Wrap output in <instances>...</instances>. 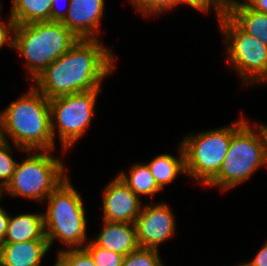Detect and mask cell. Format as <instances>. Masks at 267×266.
<instances>
[{"label":"cell","instance_id":"44dd1931","mask_svg":"<svg viewBox=\"0 0 267 266\" xmlns=\"http://www.w3.org/2000/svg\"><path fill=\"white\" fill-rule=\"evenodd\" d=\"M55 266H96L91 255L84 248L61 249Z\"/></svg>","mask_w":267,"mask_h":266},{"label":"cell","instance_id":"cb8c5ba5","mask_svg":"<svg viewBox=\"0 0 267 266\" xmlns=\"http://www.w3.org/2000/svg\"><path fill=\"white\" fill-rule=\"evenodd\" d=\"M12 152L9 141L4 140L0 143V184L4 187L10 182L17 164L10 154Z\"/></svg>","mask_w":267,"mask_h":266},{"label":"cell","instance_id":"484cf974","mask_svg":"<svg viewBox=\"0 0 267 266\" xmlns=\"http://www.w3.org/2000/svg\"><path fill=\"white\" fill-rule=\"evenodd\" d=\"M14 28H15V22L11 19L10 16L7 19L6 23L1 20L0 22V48H2L5 45V43L13 47Z\"/></svg>","mask_w":267,"mask_h":266},{"label":"cell","instance_id":"ac0fdd59","mask_svg":"<svg viewBox=\"0 0 267 266\" xmlns=\"http://www.w3.org/2000/svg\"><path fill=\"white\" fill-rule=\"evenodd\" d=\"M53 0H12L11 19L15 25L51 21Z\"/></svg>","mask_w":267,"mask_h":266},{"label":"cell","instance_id":"836d02e7","mask_svg":"<svg viewBox=\"0 0 267 266\" xmlns=\"http://www.w3.org/2000/svg\"><path fill=\"white\" fill-rule=\"evenodd\" d=\"M238 266H253L250 262H244L243 264H239Z\"/></svg>","mask_w":267,"mask_h":266},{"label":"cell","instance_id":"e0dca14e","mask_svg":"<svg viewBox=\"0 0 267 266\" xmlns=\"http://www.w3.org/2000/svg\"><path fill=\"white\" fill-rule=\"evenodd\" d=\"M179 156L170 154H161L146 163L158 187L163 190L164 186L171 183L179 173L186 174L185 171V154L182 144L179 147Z\"/></svg>","mask_w":267,"mask_h":266},{"label":"cell","instance_id":"f1b7e54d","mask_svg":"<svg viewBox=\"0 0 267 266\" xmlns=\"http://www.w3.org/2000/svg\"><path fill=\"white\" fill-rule=\"evenodd\" d=\"M9 214L0 206V245L4 242V237L7 231Z\"/></svg>","mask_w":267,"mask_h":266},{"label":"cell","instance_id":"2e32d148","mask_svg":"<svg viewBox=\"0 0 267 266\" xmlns=\"http://www.w3.org/2000/svg\"><path fill=\"white\" fill-rule=\"evenodd\" d=\"M244 32L267 46V14L251 9L244 1L229 6L227 14Z\"/></svg>","mask_w":267,"mask_h":266},{"label":"cell","instance_id":"9a60e30c","mask_svg":"<svg viewBox=\"0 0 267 266\" xmlns=\"http://www.w3.org/2000/svg\"><path fill=\"white\" fill-rule=\"evenodd\" d=\"M30 240H47L43 212L25 213L15 217L9 216L3 243H20Z\"/></svg>","mask_w":267,"mask_h":266},{"label":"cell","instance_id":"7c38bea8","mask_svg":"<svg viewBox=\"0 0 267 266\" xmlns=\"http://www.w3.org/2000/svg\"><path fill=\"white\" fill-rule=\"evenodd\" d=\"M105 0H69L62 24L78 39H98Z\"/></svg>","mask_w":267,"mask_h":266},{"label":"cell","instance_id":"d4e9b609","mask_svg":"<svg viewBox=\"0 0 267 266\" xmlns=\"http://www.w3.org/2000/svg\"><path fill=\"white\" fill-rule=\"evenodd\" d=\"M238 0H180V4H189L193 9L201 12H207L211 9V5L215 9L217 19H221L228 14L229 6Z\"/></svg>","mask_w":267,"mask_h":266},{"label":"cell","instance_id":"8992f818","mask_svg":"<svg viewBox=\"0 0 267 266\" xmlns=\"http://www.w3.org/2000/svg\"><path fill=\"white\" fill-rule=\"evenodd\" d=\"M247 121L244 117L229 127L207 130L185 137L181 144L185 154L186 175L207 186L218 174L227 155L233 133Z\"/></svg>","mask_w":267,"mask_h":266},{"label":"cell","instance_id":"83f0119b","mask_svg":"<svg viewBox=\"0 0 267 266\" xmlns=\"http://www.w3.org/2000/svg\"><path fill=\"white\" fill-rule=\"evenodd\" d=\"M249 262L253 266H267V242L261 247L255 258Z\"/></svg>","mask_w":267,"mask_h":266},{"label":"cell","instance_id":"52a82bcc","mask_svg":"<svg viewBox=\"0 0 267 266\" xmlns=\"http://www.w3.org/2000/svg\"><path fill=\"white\" fill-rule=\"evenodd\" d=\"M29 157L22 162H17L10 182L5 187V192L14 197H24L36 202L44 203V199L67 178L63 162L50 154L51 150H42L31 155V150H26Z\"/></svg>","mask_w":267,"mask_h":266},{"label":"cell","instance_id":"ba28073f","mask_svg":"<svg viewBox=\"0 0 267 266\" xmlns=\"http://www.w3.org/2000/svg\"><path fill=\"white\" fill-rule=\"evenodd\" d=\"M219 26L227 44V57L245 85L267 81V46L259 39L244 32L228 15Z\"/></svg>","mask_w":267,"mask_h":266},{"label":"cell","instance_id":"d6a6232c","mask_svg":"<svg viewBox=\"0 0 267 266\" xmlns=\"http://www.w3.org/2000/svg\"><path fill=\"white\" fill-rule=\"evenodd\" d=\"M5 192V187L2 185V184H0V200H1V196H2V194Z\"/></svg>","mask_w":267,"mask_h":266},{"label":"cell","instance_id":"4dcf8cb0","mask_svg":"<svg viewBox=\"0 0 267 266\" xmlns=\"http://www.w3.org/2000/svg\"><path fill=\"white\" fill-rule=\"evenodd\" d=\"M264 133L265 144H266V159H267V125H260Z\"/></svg>","mask_w":267,"mask_h":266},{"label":"cell","instance_id":"7402d4cb","mask_svg":"<svg viewBox=\"0 0 267 266\" xmlns=\"http://www.w3.org/2000/svg\"><path fill=\"white\" fill-rule=\"evenodd\" d=\"M84 249L91 255L96 266H122L124 255L101 247H97L91 240L87 241Z\"/></svg>","mask_w":267,"mask_h":266},{"label":"cell","instance_id":"1f68e13d","mask_svg":"<svg viewBox=\"0 0 267 266\" xmlns=\"http://www.w3.org/2000/svg\"><path fill=\"white\" fill-rule=\"evenodd\" d=\"M4 141L3 137V125H2V112H0V143Z\"/></svg>","mask_w":267,"mask_h":266},{"label":"cell","instance_id":"4316f807","mask_svg":"<svg viewBox=\"0 0 267 266\" xmlns=\"http://www.w3.org/2000/svg\"><path fill=\"white\" fill-rule=\"evenodd\" d=\"M59 0H53L52 1V7H51V21H55V22H62L66 15L67 12L69 10V5H67V9L66 11H61L60 9L57 8V4H58ZM69 2V0L67 1Z\"/></svg>","mask_w":267,"mask_h":266},{"label":"cell","instance_id":"5b68a950","mask_svg":"<svg viewBox=\"0 0 267 266\" xmlns=\"http://www.w3.org/2000/svg\"><path fill=\"white\" fill-rule=\"evenodd\" d=\"M253 129L245 121L233 133L224 162L217 176L207 186H219L227 191L246 182L261 166L267 167L264 133L260 125Z\"/></svg>","mask_w":267,"mask_h":266},{"label":"cell","instance_id":"603a6c76","mask_svg":"<svg viewBox=\"0 0 267 266\" xmlns=\"http://www.w3.org/2000/svg\"><path fill=\"white\" fill-rule=\"evenodd\" d=\"M145 16L156 15L180 5V0H130Z\"/></svg>","mask_w":267,"mask_h":266},{"label":"cell","instance_id":"5bb4252c","mask_svg":"<svg viewBox=\"0 0 267 266\" xmlns=\"http://www.w3.org/2000/svg\"><path fill=\"white\" fill-rule=\"evenodd\" d=\"M49 250L48 240L3 243L0 245V266H41Z\"/></svg>","mask_w":267,"mask_h":266},{"label":"cell","instance_id":"3957f363","mask_svg":"<svg viewBox=\"0 0 267 266\" xmlns=\"http://www.w3.org/2000/svg\"><path fill=\"white\" fill-rule=\"evenodd\" d=\"M79 39L62 22L41 21L15 25L13 48L26 60L34 81Z\"/></svg>","mask_w":267,"mask_h":266},{"label":"cell","instance_id":"4fadbf2b","mask_svg":"<svg viewBox=\"0 0 267 266\" xmlns=\"http://www.w3.org/2000/svg\"><path fill=\"white\" fill-rule=\"evenodd\" d=\"M103 229L91 241L97 246L124 256L138 249L136 225L103 220Z\"/></svg>","mask_w":267,"mask_h":266},{"label":"cell","instance_id":"6da1fadb","mask_svg":"<svg viewBox=\"0 0 267 266\" xmlns=\"http://www.w3.org/2000/svg\"><path fill=\"white\" fill-rule=\"evenodd\" d=\"M114 60L112 49L100 38L79 39L34 80L35 88L49 100L100 89L102 79L113 73Z\"/></svg>","mask_w":267,"mask_h":266},{"label":"cell","instance_id":"d6986e66","mask_svg":"<svg viewBox=\"0 0 267 266\" xmlns=\"http://www.w3.org/2000/svg\"><path fill=\"white\" fill-rule=\"evenodd\" d=\"M128 174L122 172L118 176L139 198L141 195L150 197L161 191L147 164L137 163L132 165Z\"/></svg>","mask_w":267,"mask_h":266},{"label":"cell","instance_id":"8fae6325","mask_svg":"<svg viewBox=\"0 0 267 266\" xmlns=\"http://www.w3.org/2000/svg\"><path fill=\"white\" fill-rule=\"evenodd\" d=\"M103 220L135 224L142 209L140 198L117 176L104 188Z\"/></svg>","mask_w":267,"mask_h":266},{"label":"cell","instance_id":"30bf717a","mask_svg":"<svg viewBox=\"0 0 267 266\" xmlns=\"http://www.w3.org/2000/svg\"><path fill=\"white\" fill-rule=\"evenodd\" d=\"M137 241L142 248L158 249L173 237L176 230L174 215L167 204L145 205L135 222Z\"/></svg>","mask_w":267,"mask_h":266},{"label":"cell","instance_id":"ffe728a7","mask_svg":"<svg viewBox=\"0 0 267 266\" xmlns=\"http://www.w3.org/2000/svg\"><path fill=\"white\" fill-rule=\"evenodd\" d=\"M122 266H164V264L158 249L139 247L124 257Z\"/></svg>","mask_w":267,"mask_h":266},{"label":"cell","instance_id":"7a4b0ae2","mask_svg":"<svg viewBox=\"0 0 267 266\" xmlns=\"http://www.w3.org/2000/svg\"><path fill=\"white\" fill-rule=\"evenodd\" d=\"M29 90L2 111L4 140L9 136L22 151H53L49 99L33 84Z\"/></svg>","mask_w":267,"mask_h":266},{"label":"cell","instance_id":"9c48e42d","mask_svg":"<svg viewBox=\"0 0 267 266\" xmlns=\"http://www.w3.org/2000/svg\"><path fill=\"white\" fill-rule=\"evenodd\" d=\"M100 89L78 92L49 100L51 131L55 142L56 127L63 152L71 148L92 121Z\"/></svg>","mask_w":267,"mask_h":266},{"label":"cell","instance_id":"277c9868","mask_svg":"<svg viewBox=\"0 0 267 266\" xmlns=\"http://www.w3.org/2000/svg\"><path fill=\"white\" fill-rule=\"evenodd\" d=\"M47 211L43 213L45 236L51 248L60 240L68 249L84 248L87 243L86 209L84 202L70 183L63 180L47 197Z\"/></svg>","mask_w":267,"mask_h":266},{"label":"cell","instance_id":"f546056e","mask_svg":"<svg viewBox=\"0 0 267 266\" xmlns=\"http://www.w3.org/2000/svg\"><path fill=\"white\" fill-rule=\"evenodd\" d=\"M251 9L267 14V0H247L244 1Z\"/></svg>","mask_w":267,"mask_h":266}]
</instances>
